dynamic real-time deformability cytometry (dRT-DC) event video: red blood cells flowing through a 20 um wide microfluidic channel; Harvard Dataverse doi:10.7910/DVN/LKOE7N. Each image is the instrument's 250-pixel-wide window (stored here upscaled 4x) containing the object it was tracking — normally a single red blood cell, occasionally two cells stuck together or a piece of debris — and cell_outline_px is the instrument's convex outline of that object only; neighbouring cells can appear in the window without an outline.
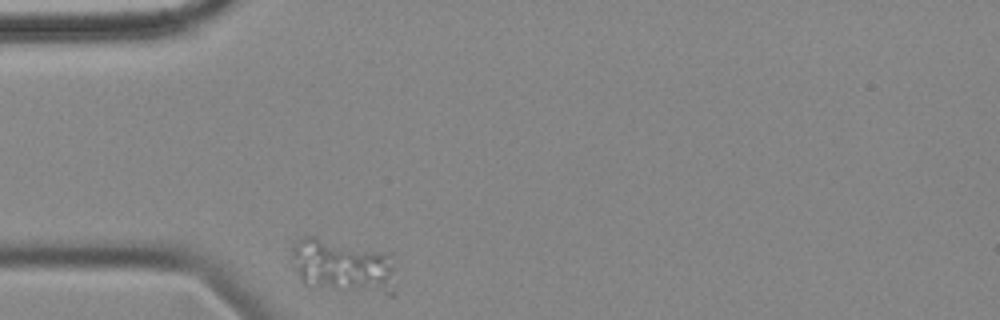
{"species": "common noctule bat (a hibernating species)", "species_latin": "Nyctalus noctula", "temperature_condition": "cold", "stored_images_in_passage": 35, "camera_frame_rate_fps": 3000, "um_per_image_px": 0.085, "animal": {"sex": "female", "body_mass_g": 18.4}, "frame": {"image": 1, "passage_image": 1, "time_ms": 0.0, "image_size_px": [1000, 320], "cell_outline_px": [[396, 296], [388, 296], [304, 284], [296, 272], [292, 256], [292, 240], [300, 236], [316, 236], [388, 252], [392, 256], [396, 268]], "centroid_in_image_um": [29.23, 22.61], "position_along_channel_um": 55.8, "area_um2": 33.93}}
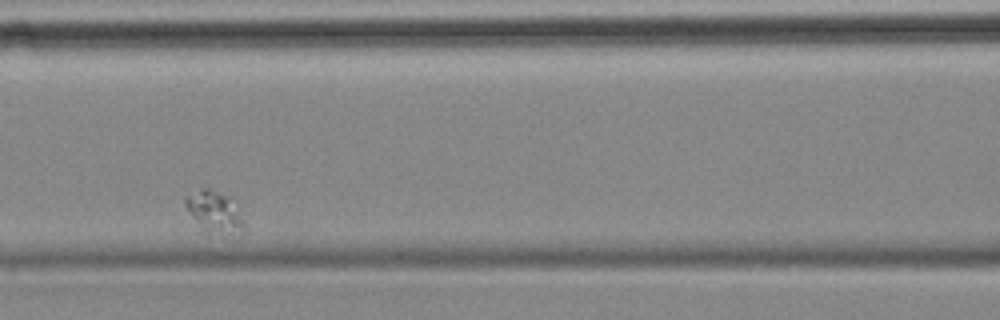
{"frame": {"image": 2, "passage_image": 12, "time_ms": 3.667, "image_size_px": [1000, 320], "cell_outline_px": [[248, 228], [244, 232], [208, 236], [200, 232], [184, 204], [184, 196], [200, 188], [208, 188], [232, 196], [236, 200]], "centroid_in_image_um": [18.27, 18.06], "position_along_channel_um": 148.3, "area_um2": 15.61}}
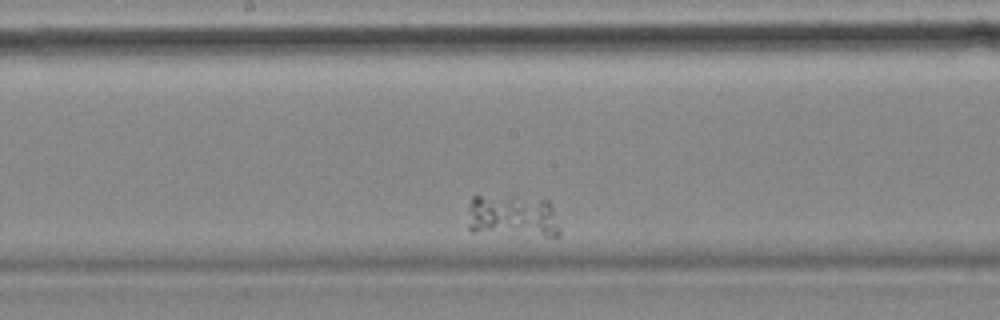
{"frame": {"image": 3, "passage_image": 18, "time_ms": 5.667, "image_size_px": [1000, 320], "cell_outline_px": [[560, 236], [544, 236], [472, 232], [468, 228], [468, 208], [472, 196], [544, 196], [548, 200], [552, 208], [560, 232]], "centroid_in_image_um": [43.56, 18.34], "position_along_channel_um": 204.6, "area_um2": 23.52}}